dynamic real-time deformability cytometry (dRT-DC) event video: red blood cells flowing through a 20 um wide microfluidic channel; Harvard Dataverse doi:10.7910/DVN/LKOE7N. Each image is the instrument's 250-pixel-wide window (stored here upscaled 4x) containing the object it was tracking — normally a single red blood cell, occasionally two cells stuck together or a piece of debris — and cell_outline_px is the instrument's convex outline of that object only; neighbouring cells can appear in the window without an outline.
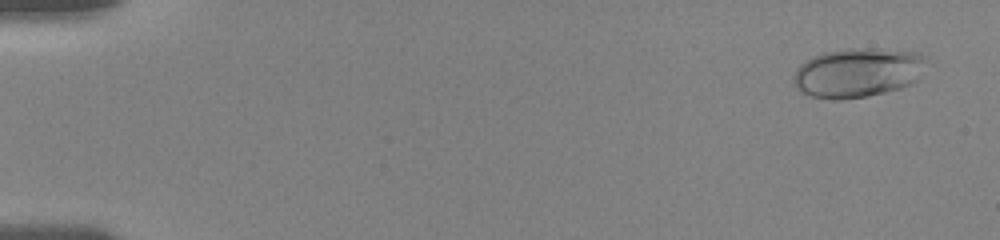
{"species": "human", "species_latin": "Homo sapiens", "temperature_condition": "room temperature", "stored_images_in_passage": 48, "camera_frame_rate_fps": 3000, "um_per_image_px": 0.085, "donor": {"sex": "female"}, "frame": {"image": 1, "passage_image": 3, "time_ms": 0.667, "image_size_px": [1000, 240], "cell_outline_px": [[924, 60], [916, 80], [900, 88], [868, 96], [840, 100], [832, 100], [812, 96], [800, 92], [796, 88], [792, 80], [792, 76], [796, 68], [800, 64], [812, 56], [824, 52], [852, 48], [872, 48], [916, 52], [924, 56]], "centroid_in_image_um": [72.8, 6.18], "position_along_channel_um": 12.2, "area_um2": 38.03}}
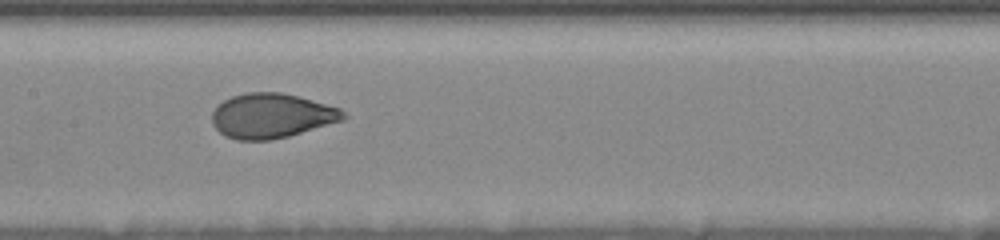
{"frame": {"image": 2, "passage_image": 32, "time_ms": 9.333, "image_size_px": [1000, 240], "cell_outline_px": [[348, 116], [344, 120], [288, 136], [272, 140], [236, 140], [224, 136], [212, 124], [212, 112], [224, 100], [232, 96], [248, 92], [280, 92], [300, 96], [340, 108]], "centroid_in_image_um": [23.09, 9.84], "position_along_channel_um": 184.3, "area_um2": 34.28}}
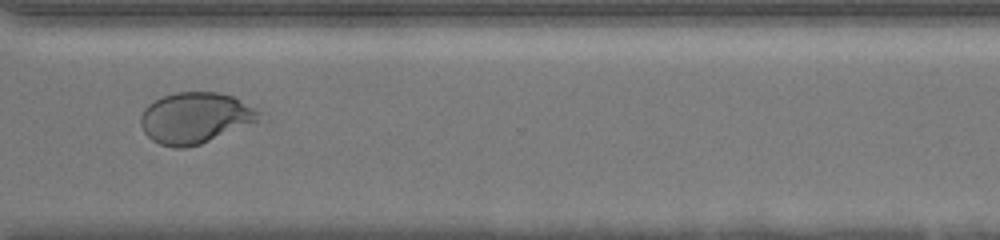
{"frame": {"image": 3, "passage_image": 47, "time_ms": 14.0, "image_size_px": [1000, 240], "cell_outline_px": [[264, 112], [256, 120], [200, 144], [184, 148], [172, 148], [160, 144], [152, 140], [144, 132], [140, 124], [140, 116], [144, 108], [148, 104], [160, 96], [176, 92], [220, 92], [232, 96]], "centroid_in_image_um": [16.52, 10.0], "position_along_channel_um": 354.1, "area_um2": 34.97}}